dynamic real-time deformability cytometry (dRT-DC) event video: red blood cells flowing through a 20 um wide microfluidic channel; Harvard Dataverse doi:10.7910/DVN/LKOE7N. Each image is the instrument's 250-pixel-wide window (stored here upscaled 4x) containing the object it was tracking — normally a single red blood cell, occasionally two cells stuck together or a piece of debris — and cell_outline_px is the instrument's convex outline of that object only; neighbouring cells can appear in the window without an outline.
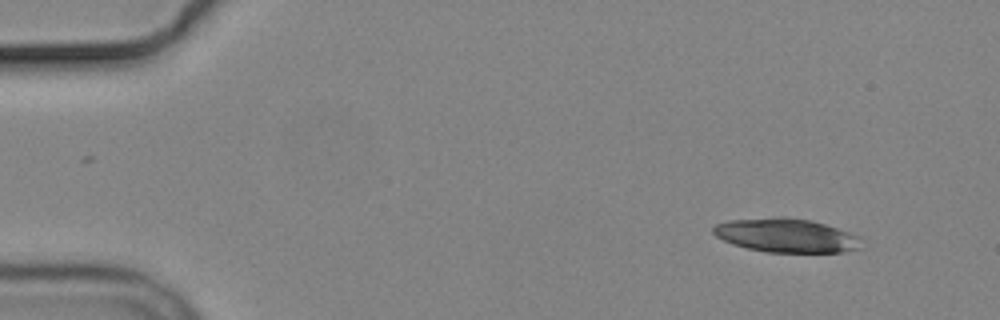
{"species": "common noctule bat (a hibernating species)", "species_latin": "Nyctalus noctula", "temperature_condition": "cold", "stored_images_in_passage": 3, "camera_frame_rate_fps": 3000, "um_per_image_px": 0.085, "animal": {"sex": "male", "body_mass_g": 19.2, "forearm_length_mm": 51.8}, "frame": {"image": 1, "passage_image": 1, "time_ms": 0.0, "image_size_px": [1000, 320], "cell_outline_px": [[860, 248], [844, 252], [764, 252], [732, 244], [716, 236], [712, 232], [712, 228], [716, 224], [728, 220], [776, 216], [784, 216], [812, 220], [848, 232], [856, 236]], "centroid_in_image_um": [66.75, 19.99], "position_along_channel_um": 18.3, "area_um2": 29.13}}